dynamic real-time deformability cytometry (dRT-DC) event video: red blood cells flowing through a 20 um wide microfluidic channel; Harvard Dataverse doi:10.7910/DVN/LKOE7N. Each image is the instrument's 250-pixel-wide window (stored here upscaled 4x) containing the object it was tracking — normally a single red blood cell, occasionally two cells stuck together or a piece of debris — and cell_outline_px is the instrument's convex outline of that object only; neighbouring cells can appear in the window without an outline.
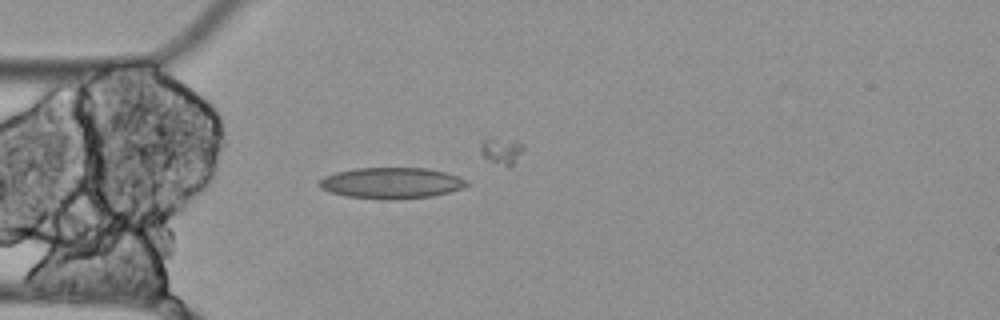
{"species": "Egyptian fruit bat (a non-hibernating species)", "species_latin": "Rousettus aegyptiacus", "temperature_condition": "cold", "stored_images_in_passage": 6, "camera_frame_rate_fps": 3000, "um_per_image_px": 0.085, "animal": {"sex": "female"}, "frame": {"image": 1, "passage_image": 5, "time_ms": 1.333, "image_size_px": [1000, 320], "cell_outline_px": [[468, 184], [460, 188], [448, 192], [432, 196], [392, 200], [380, 200], [348, 196], [332, 192], [320, 188], [316, 184], [324, 176], [336, 172], [356, 168], [424, 168], [448, 172], [468, 180]], "centroid_in_image_um": [33.26, 15.56], "position_along_channel_um": 51.7, "area_um2": 26.76}}